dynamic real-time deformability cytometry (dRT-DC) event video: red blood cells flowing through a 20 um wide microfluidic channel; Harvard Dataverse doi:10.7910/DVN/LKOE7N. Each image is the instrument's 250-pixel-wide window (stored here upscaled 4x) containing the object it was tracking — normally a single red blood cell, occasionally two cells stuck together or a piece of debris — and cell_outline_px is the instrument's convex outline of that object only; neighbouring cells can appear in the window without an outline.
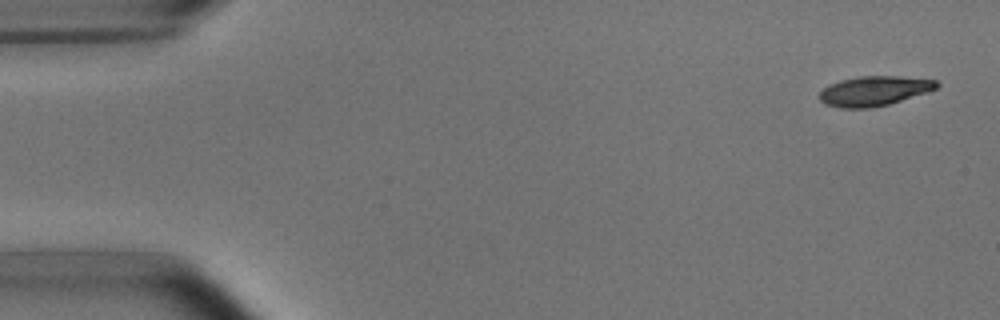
{"species": "common noctule bat (a hibernating species)", "species_latin": "Nyctalus noctula", "temperature_condition": "room temperature", "stored_images_in_passage": 6, "camera_frame_rate_fps": 3000, "um_per_image_px": 0.085, "animal": {"sex": "male", "body_mass_g": 15.6}, "frame": {"image": 1, "passage_image": 1, "time_ms": 0.0, "image_size_px": [1000, 320], "cell_outline_px": [[940, 84], [936, 88], [928, 92], [888, 104], [872, 108], [840, 108], [824, 104], [820, 100], [820, 92], [828, 84], [840, 80], [860, 76], [900, 76], [936, 80]], "centroid_in_image_um": [74.29, 7.73], "position_along_channel_um": 10.7, "area_um2": 20.35}}
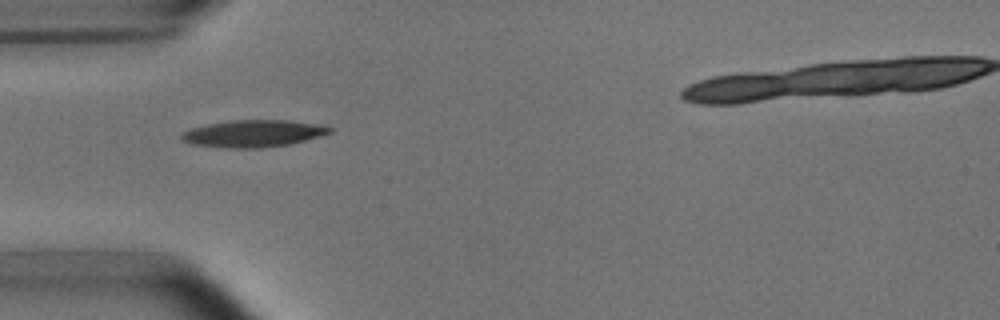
{"frame": {"image": 2, "passage_image": 5, "time_ms": 4.667, "image_size_px": [1000, 320], "cell_outline_px": [[332, 132], [320, 136], [288, 144], [260, 148], [228, 148], [192, 144], [180, 140], [180, 136], [184, 132], [192, 128], [208, 124], [232, 120], [288, 120], [328, 124], [332, 128]], "centroid_in_image_um": [21.58, 11.34], "position_along_channel_um": 63.4, "area_um2": 23.47}}